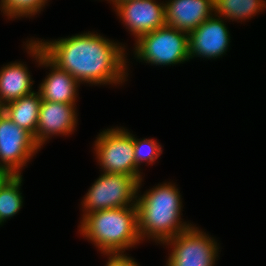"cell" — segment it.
<instances>
[{"mask_svg": "<svg viewBox=\"0 0 266 266\" xmlns=\"http://www.w3.org/2000/svg\"><path fill=\"white\" fill-rule=\"evenodd\" d=\"M94 33L89 31L52 41H37L45 55L80 84L117 85L127 81L125 46Z\"/></svg>", "mask_w": 266, "mask_h": 266, "instance_id": "obj_1", "label": "cell"}, {"mask_svg": "<svg viewBox=\"0 0 266 266\" xmlns=\"http://www.w3.org/2000/svg\"><path fill=\"white\" fill-rule=\"evenodd\" d=\"M141 183L142 180L138 183L136 196L138 233L141 241L147 238L164 244L192 226L191 223L181 221L183 205L180 191L175 184H158L140 195L138 193Z\"/></svg>", "mask_w": 266, "mask_h": 266, "instance_id": "obj_2", "label": "cell"}, {"mask_svg": "<svg viewBox=\"0 0 266 266\" xmlns=\"http://www.w3.org/2000/svg\"><path fill=\"white\" fill-rule=\"evenodd\" d=\"M80 234L102 253H124L141 243L137 207L112 208L86 214L78 226Z\"/></svg>", "mask_w": 266, "mask_h": 266, "instance_id": "obj_3", "label": "cell"}, {"mask_svg": "<svg viewBox=\"0 0 266 266\" xmlns=\"http://www.w3.org/2000/svg\"><path fill=\"white\" fill-rule=\"evenodd\" d=\"M133 53L137 60L156 66L184 63L190 59L188 33L165 25L135 41Z\"/></svg>", "mask_w": 266, "mask_h": 266, "instance_id": "obj_4", "label": "cell"}, {"mask_svg": "<svg viewBox=\"0 0 266 266\" xmlns=\"http://www.w3.org/2000/svg\"><path fill=\"white\" fill-rule=\"evenodd\" d=\"M94 141L96 159L105 173L126 174L143 181L135 164L133 134L123 127L108 128Z\"/></svg>", "mask_w": 266, "mask_h": 266, "instance_id": "obj_5", "label": "cell"}, {"mask_svg": "<svg viewBox=\"0 0 266 266\" xmlns=\"http://www.w3.org/2000/svg\"><path fill=\"white\" fill-rule=\"evenodd\" d=\"M138 181L126 174H101L81 202L83 218L95 211L136 205Z\"/></svg>", "mask_w": 266, "mask_h": 266, "instance_id": "obj_6", "label": "cell"}, {"mask_svg": "<svg viewBox=\"0 0 266 266\" xmlns=\"http://www.w3.org/2000/svg\"><path fill=\"white\" fill-rule=\"evenodd\" d=\"M163 245L172 248L167 263L170 266H214L218 260L217 241L192 225Z\"/></svg>", "mask_w": 266, "mask_h": 266, "instance_id": "obj_7", "label": "cell"}, {"mask_svg": "<svg viewBox=\"0 0 266 266\" xmlns=\"http://www.w3.org/2000/svg\"><path fill=\"white\" fill-rule=\"evenodd\" d=\"M39 149L34 137L1 111L0 171L21 175L24 166L40 151Z\"/></svg>", "mask_w": 266, "mask_h": 266, "instance_id": "obj_8", "label": "cell"}, {"mask_svg": "<svg viewBox=\"0 0 266 266\" xmlns=\"http://www.w3.org/2000/svg\"><path fill=\"white\" fill-rule=\"evenodd\" d=\"M27 53L35 58L38 66L50 67V73L39 84L42 101L61 102L76 105L78 87L80 83L66 70L59 68L44 53V49L37 40L26 41Z\"/></svg>", "mask_w": 266, "mask_h": 266, "instance_id": "obj_9", "label": "cell"}, {"mask_svg": "<svg viewBox=\"0 0 266 266\" xmlns=\"http://www.w3.org/2000/svg\"><path fill=\"white\" fill-rule=\"evenodd\" d=\"M120 21L126 29L135 36L137 41L141 36L164 27L166 24L164 2L156 0H128L112 3Z\"/></svg>", "mask_w": 266, "mask_h": 266, "instance_id": "obj_10", "label": "cell"}, {"mask_svg": "<svg viewBox=\"0 0 266 266\" xmlns=\"http://www.w3.org/2000/svg\"><path fill=\"white\" fill-rule=\"evenodd\" d=\"M213 14L199 27L188 33L189 58H220L230 46V33L225 20Z\"/></svg>", "mask_w": 266, "mask_h": 266, "instance_id": "obj_11", "label": "cell"}, {"mask_svg": "<svg viewBox=\"0 0 266 266\" xmlns=\"http://www.w3.org/2000/svg\"><path fill=\"white\" fill-rule=\"evenodd\" d=\"M76 105L42 101L39 111L35 143L41 148L53 135H69L77 126Z\"/></svg>", "mask_w": 266, "mask_h": 266, "instance_id": "obj_12", "label": "cell"}, {"mask_svg": "<svg viewBox=\"0 0 266 266\" xmlns=\"http://www.w3.org/2000/svg\"><path fill=\"white\" fill-rule=\"evenodd\" d=\"M166 24L190 33L214 14V0L165 1Z\"/></svg>", "mask_w": 266, "mask_h": 266, "instance_id": "obj_13", "label": "cell"}, {"mask_svg": "<svg viewBox=\"0 0 266 266\" xmlns=\"http://www.w3.org/2000/svg\"><path fill=\"white\" fill-rule=\"evenodd\" d=\"M26 64L11 62L0 69V106L32 93L33 80Z\"/></svg>", "mask_w": 266, "mask_h": 266, "instance_id": "obj_14", "label": "cell"}, {"mask_svg": "<svg viewBox=\"0 0 266 266\" xmlns=\"http://www.w3.org/2000/svg\"><path fill=\"white\" fill-rule=\"evenodd\" d=\"M41 103L39 91H33L2 106V112L35 137Z\"/></svg>", "mask_w": 266, "mask_h": 266, "instance_id": "obj_15", "label": "cell"}, {"mask_svg": "<svg viewBox=\"0 0 266 266\" xmlns=\"http://www.w3.org/2000/svg\"><path fill=\"white\" fill-rule=\"evenodd\" d=\"M266 8L265 0H214V14L227 20H249Z\"/></svg>", "mask_w": 266, "mask_h": 266, "instance_id": "obj_16", "label": "cell"}, {"mask_svg": "<svg viewBox=\"0 0 266 266\" xmlns=\"http://www.w3.org/2000/svg\"><path fill=\"white\" fill-rule=\"evenodd\" d=\"M22 178V175H11L0 187V225L22 208Z\"/></svg>", "mask_w": 266, "mask_h": 266, "instance_id": "obj_17", "label": "cell"}, {"mask_svg": "<svg viewBox=\"0 0 266 266\" xmlns=\"http://www.w3.org/2000/svg\"><path fill=\"white\" fill-rule=\"evenodd\" d=\"M48 0H0V10L8 19L31 17L41 12Z\"/></svg>", "mask_w": 266, "mask_h": 266, "instance_id": "obj_18", "label": "cell"}, {"mask_svg": "<svg viewBox=\"0 0 266 266\" xmlns=\"http://www.w3.org/2000/svg\"><path fill=\"white\" fill-rule=\"evenodd\" d=\"M133 135L134 142V159L135 164L139 168L141 163L153 165L162 154V146L155 139H137ZM153 163V164H152Z\"/></svg>", "mask_w": 266, "mask_h": 266, "instance_id": "obj_19", "label": "cell"}, {"mask_svg": "<svg viewBox=\"0 0 266 266\" xmlns=\"http://www.w3.org/2000/svg\"><path fill=\"white\" fill-rule=\"evenodd\" d=\"M108 258L106 266H140L134 260V258L129 257L126 253H103Z\"/></svg>", "mask_w": 266, "mask_h": 266, "instance_id": "obj_20", "label": "cell"}, {"mask_svg": "<svg viewBox=\"0 0 266 266\" xmlns=\"http://www.w3.org/2000/svg\"><path fill=\"white\" fill-rule=\"evenodd\" d=\"M12 174L0 171V187Z\"/></svg>", "mask_w": 266, "mask_h": 266, "instance_id": "obj_21", "label": "cell"}, {"mask_svg": "<svg viewBox=\"0 0 266 266\" xmlns=\"http://www.w3.org/2000/svg\"><path fill=\"white\" fill-rule=\"evenodd\" d=\"M123 1H128V0H113L112 3H120V2H123Z\"/></svg>", "mask_w": 266, "mask_h": 266, "instance_id": "obj_22", "label": "cell"}]
</instances>
